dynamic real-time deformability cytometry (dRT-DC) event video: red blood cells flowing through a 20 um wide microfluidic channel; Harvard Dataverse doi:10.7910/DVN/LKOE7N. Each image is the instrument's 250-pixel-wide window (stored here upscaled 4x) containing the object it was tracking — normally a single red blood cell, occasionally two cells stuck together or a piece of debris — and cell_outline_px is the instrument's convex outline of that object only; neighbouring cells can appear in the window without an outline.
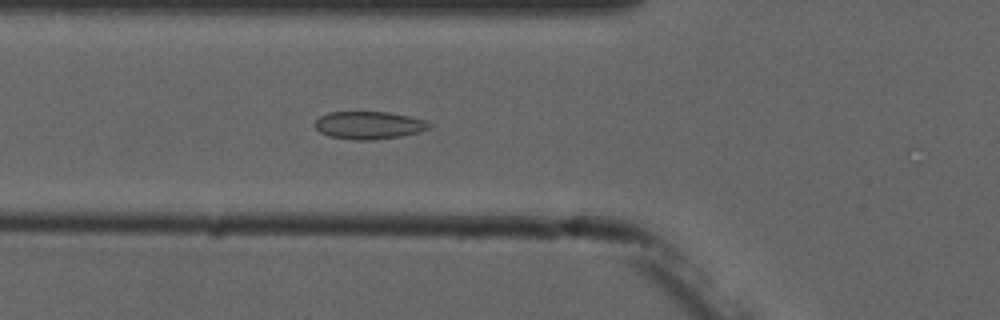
{"species": "common noctule bat (a hibernating species)", "species_latin": "Nyctalus noctula", "temperature_condition": "cold", "stored_images_in_passage": 6, "camera_frame_rate_fps": 3000, "um_per_image_px": 0.085, "animal": {"sex": "male", "forearm_length_mm": 52.5}, "frame": {"image": 1, "passage_image": 6, "time_ms": 5.667, "image_size_px": [1000, 320], "cell_outline_px": [[432, 128], [420, 132], [400, 136], [372, 140], [356, 140], [328, 136], [320, 132], [316, 128], [316, 120], [320, 116], [328, 112], [388, 112], [408, 116], [424, 120], [432, 124]], "centroid_in_image_um": [31.38, 10.65], "position_along_channel_um": 94.4, "area_um2": 18.44}}